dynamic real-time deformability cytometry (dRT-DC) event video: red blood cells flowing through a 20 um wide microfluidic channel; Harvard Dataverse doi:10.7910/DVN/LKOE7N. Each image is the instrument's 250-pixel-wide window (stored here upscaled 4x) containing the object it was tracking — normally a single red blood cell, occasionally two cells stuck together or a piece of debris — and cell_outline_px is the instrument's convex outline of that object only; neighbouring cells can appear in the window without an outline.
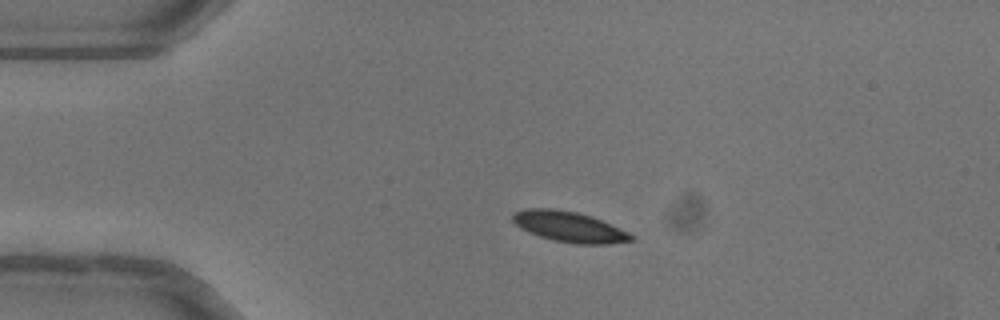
{"species": "common noctule bat (a hibernating species)", "species_latin": "Nyctalus noctula", "temperature_condition": "warm", "stored_images_in_passage": 41, "camera_frame_rate_fps": 3000, "um_per_image_px": 0.085, "animal": {"sex": "female"}, "frame": {"image": 1, "passage_image": 1, "time_ms": 0.0, "image_size_px": [1000, 320], "cell_outline_px": [[632, 240], [608, 244], [576, 244], [556, 240], [540, 236], [528, 232], [520, 228], [512, 220], [512, 216], [516, 212], [524, 208], [552, 208], [576, 212], [600, 220], [628, 232], [632, 236]], "centroid_in_image_um": [48.33, 19.27], "position_along_channel_um": 36.7, "area_um2": 20.63}}
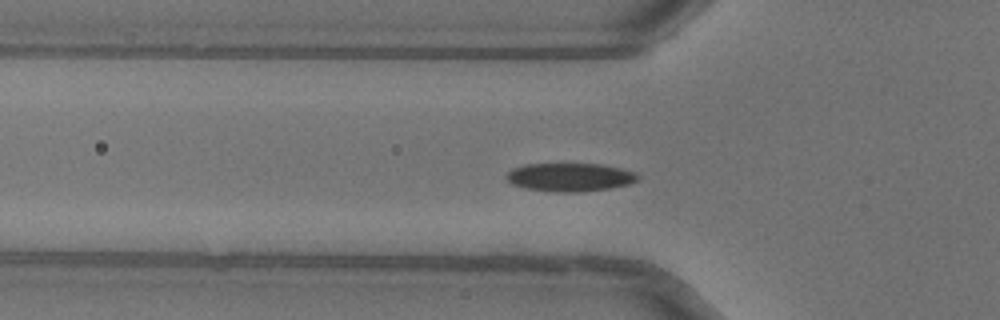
{"frame": {"image": 2, "passage_image": 7, "time_ms": 2.0, "image_size_px": [1000, 320], "cell_outline_px": [[640, 176], [636, 180], [628, 184], [608, 188], [580, 192], [556, 192], [524, 188], [512, 184], [504, 176], [512, 168], [524, 164], [600, 164], [620, 168], [636, 172]], "centroid_in_image_um": [48.41, 15.06], "position_along_channel_um": 77.4, "area_um2": 21.68}}
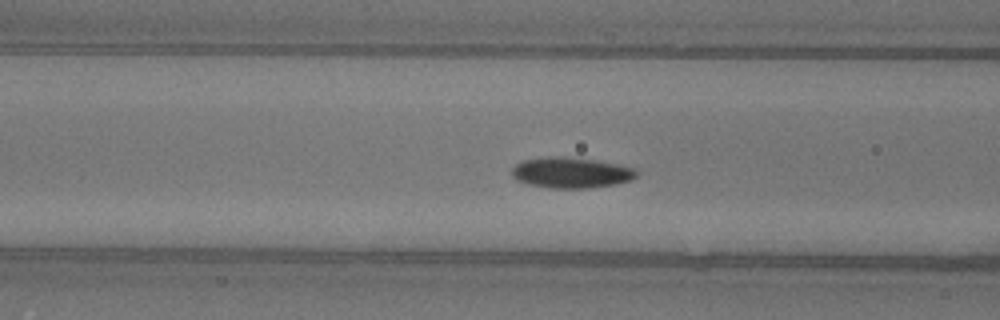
{"frame": {"image": 3, "passage_image": 10, "time_ms": 3.0, "image_size_px": [1000, 320], "cell_outline_px": [[640, 172], [632, 180], [616, 184], [588, 188], [552, 188], [528, 184], [516, 180], [512, 176], [512, 168], [516, 164], [524, 160], [548, 156], [564, 156], [620, 164], [636, 168]], "centroid_in_image_um": [48.57, 14.67], "position_along_channel_um": 118.0, "area_um2": 22.48}, "authors_computed_cell_mechanics": {"area_um2": 21.3282, "velocity_mm_per_s": 4.0006, "shape_relaxation_time_tau1_ms": 3.0423, "shape_relaxation_time_tau2_ms": null, "deformation_change_tau1": 0.1025, "deformation_change_tau2": null}}